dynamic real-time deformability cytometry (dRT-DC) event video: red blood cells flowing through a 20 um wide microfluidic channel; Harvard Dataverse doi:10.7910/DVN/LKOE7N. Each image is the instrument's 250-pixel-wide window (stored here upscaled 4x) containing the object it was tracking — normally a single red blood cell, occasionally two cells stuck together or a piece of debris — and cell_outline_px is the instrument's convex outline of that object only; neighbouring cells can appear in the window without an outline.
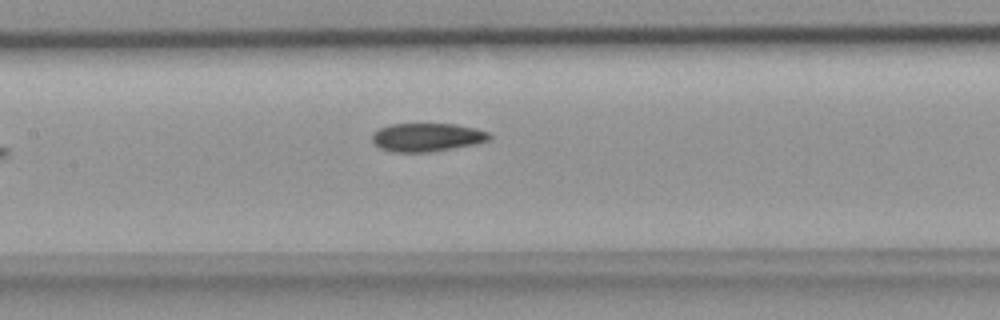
{"species": "common noctule bat (a hibernating species)", "species_latin": "Nyctalus noctula", "temperature_condition": "room temperature", "stored_images_in_passage": 6, "camera_frame_rate_fps": 3000, "um_per_image_px": 0.085, "animal": {"sex": "female", "body_mass_g": 18.4}, "frame": {"image": 1, "passage_image": 6, "time_ms": 1.667, "image_size_px": [1000, 320], "cell_outline_px": [[492, 140], [476, 144], [428, 152], [392, 152], [380, 148], [372, 140], [372, 136], [380, 128], [392, 124], [456, 124], [476, 128], [488, 132], [492, 136]], "centroid_in_image_um": [36.35, 11.67], "position_along_channel_um": 171.1, "area_um2": 19.36}}